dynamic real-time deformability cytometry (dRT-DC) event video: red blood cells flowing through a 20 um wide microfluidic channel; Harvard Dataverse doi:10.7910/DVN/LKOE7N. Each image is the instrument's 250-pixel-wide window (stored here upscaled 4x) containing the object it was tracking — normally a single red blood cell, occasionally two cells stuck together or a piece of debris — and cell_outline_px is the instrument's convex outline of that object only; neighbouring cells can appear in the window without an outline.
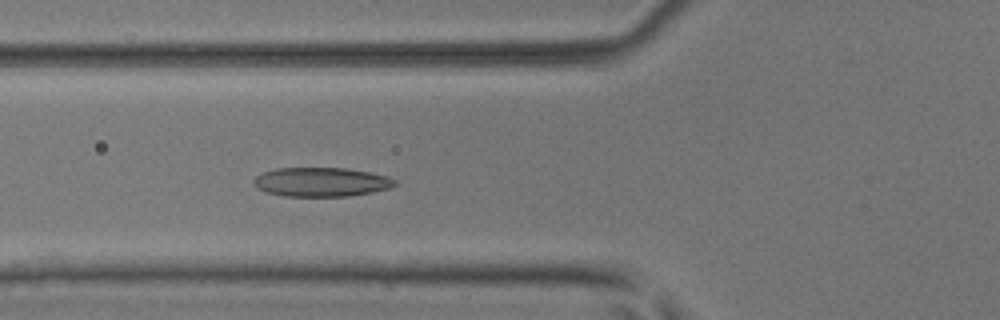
{"species": "common noctule bat (a hibernating species)", "species_latin": "Nyctalus noctula", "temperature_condition": "room temperature", "stored_images_in_passage": 50, "camera_frame_rate_fps": 3000, "um_per_image_px": 0.085, "animal": {"sex": "male", "body_mass_g": 17.9, "forearm_length_mm": 54.2}, "frame": {"image": 1, "passage_image": 19, "time_ms": 6.0, "image_size_px": [1000, 320], "cell_outline_px": [[396, 184], [392, 188], [372, 192], [348, 196], [284, 196], [268, 192], [256, 188], [252, 184], [252, 180], [256, 176], [264, 172], [276, 168], [344, 168], [368, 172], [388, 176], [396, 180]], "centroid_in_image_um": [27.3, 15.47], "position_along_channel_um": 98.5, "area_um2": 23.99}}
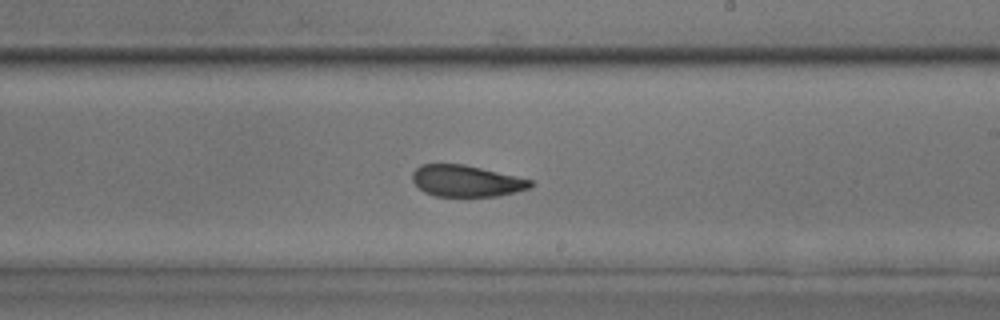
{"frame": {"image": 2, "passage_image": 30, "time_ms": 9.667, "image_size_px": [1000, 320], "cell_outline_px": [[536, 184], [528, 188], [516, 192], [500, 196], [436, 196], [424, 192], [412, 180], [412, 172], [420, 164], [464, 164], [516, 176], [532, 180]], "centroid_in_image_um": [39.64, 15.38], "position_along_channel_um": 249.4, "area_um2": 21.68}}
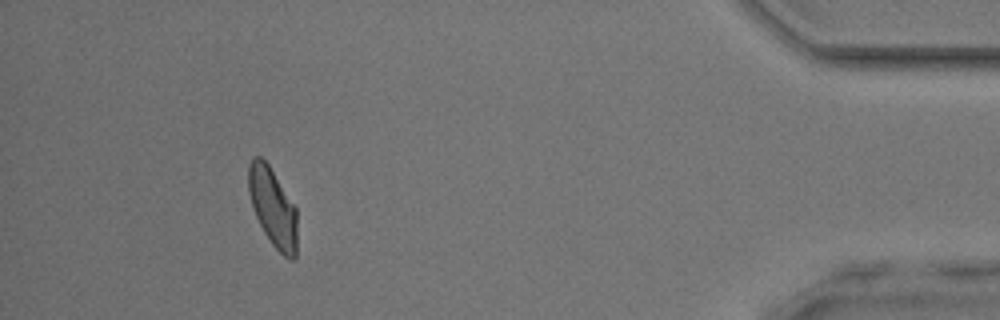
{"frame": {"image": 3, "passage_image": 46, "time_ms": 15.0, "image_size_px": [1000, 320], "cell_outline_px": [[296, 260], [292, 260], [284, 256], [272, 244], [264, 232], [256, 216], [248, 192], [248, 164], [252, 156], [260, 156], [268, 164], [296, 208]], "centroid_in_image_um": [23.17, 17.61], "position_along_channel_um": 412.0, "area_um2": 22.08}, "authors_computed_cell_mechanics": {"area_um2": 23.0622, "velocity_mm_per_s": 4.1319, "shape_relaxation_time_tau1_ms": 6.8264, "shape_relaxation_time_tau2_ms": 1.8987, "deformation_change_tau1": 0.1833, "deformation_change_tau2": 0.0849}}